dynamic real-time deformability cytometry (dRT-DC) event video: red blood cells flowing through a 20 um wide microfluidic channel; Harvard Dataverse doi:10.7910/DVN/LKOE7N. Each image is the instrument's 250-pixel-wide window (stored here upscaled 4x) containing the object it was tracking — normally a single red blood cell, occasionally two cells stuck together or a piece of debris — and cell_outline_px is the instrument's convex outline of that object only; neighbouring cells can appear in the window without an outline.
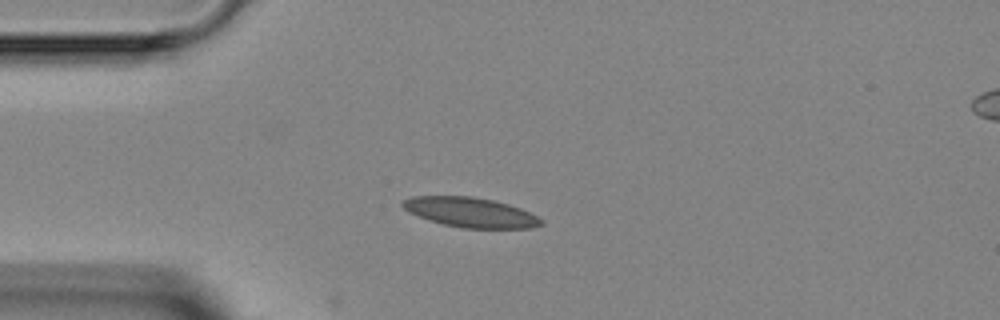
{"species": "Egyptian fruit bat (a non-hibernating species)", "species_latin": "Rousettus aegyptiacus", "temperature_condition": "room temperature", "stored_images_in_passage": 5, "segment_of_instrument_passage": [1, 2], "camera_frame_rate_fps": 3000, "um_per_image_px": 0.085, "animal": {"sex": "female"}, "frame": {"image": 1, "passage_image": 4, "time_ms": 3.333, "image_size_px": [1000, 320], "cell_outline_px": [[544, 224], [532, 228], [460, 228], [428, 220], [408, 212], [400, 204], [404, 200], [412, 196], [472, 196], [492, 200], [508, 204], [520, 208], [544, 220]], "centroid_in_image_um": [39.98, 18.05], "position_along_channel_um": 45.0, "area_um2": 24.04}}